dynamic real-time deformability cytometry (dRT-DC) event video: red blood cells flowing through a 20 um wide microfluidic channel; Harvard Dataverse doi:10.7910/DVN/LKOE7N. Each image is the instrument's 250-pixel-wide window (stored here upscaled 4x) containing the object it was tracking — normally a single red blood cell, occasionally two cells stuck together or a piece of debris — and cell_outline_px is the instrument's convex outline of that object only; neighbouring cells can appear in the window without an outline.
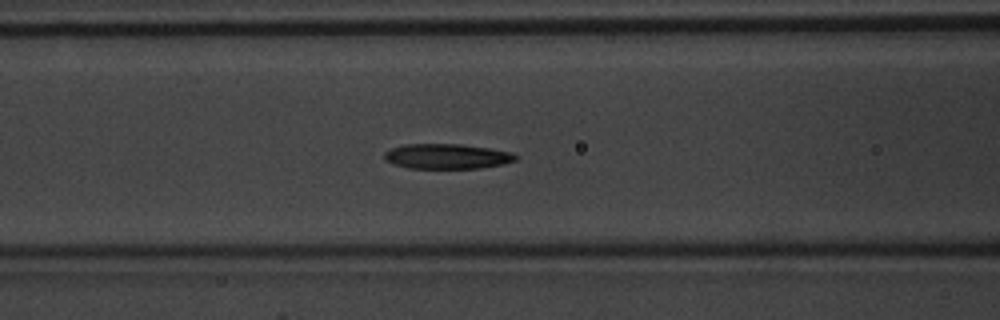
{"species": "common noctule bat (a hibernating species)", "species_latin": "Nyctalus noctula", "temperature_condition": "warm", "stored_images_in_passage": 38, "camera_frame_rate_fps": 3000, "um_per_image_px": 0.085, "animal": {"sex": "male", "body_mass_g": 20.1, "forearm_length_mm": 53.5}, "frame": {"image": 1, "passage_image": 16, "time_ms": 5.0, "image_size_px": [1000, 320], "cell_outline_px": [[516, 160], [500, 164], [480, 168], [408, 168], [384, 160], [384, 152], [392, 148], [404, 144], [460, 144], [492, 148], [512, 152], [516, 156]], "centroid_in_image_um": [37.98, 13.28], "position_along_channel_um": 128.6, "area_um2": 19.07}}
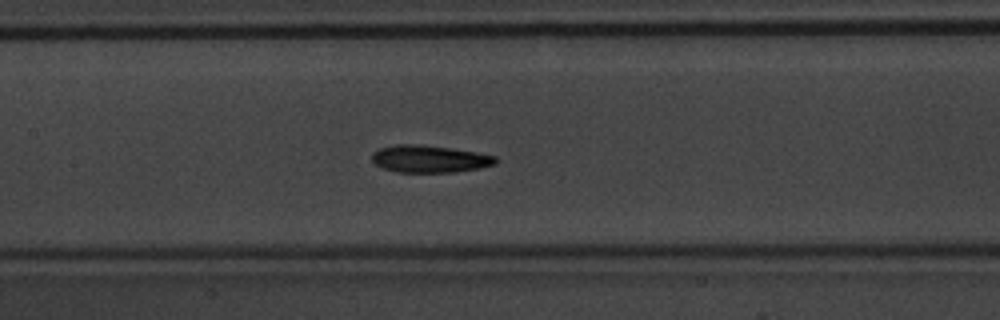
{"frame": {"image": 2, "passage_image": 19, "time_ms": 6.0, "image_size_px": [1000, 320], "cell_outline_px": [[500, 160], [496, 164], [480, 168], [452, 172], [396, 172], [384, 168], [376, 164], [372, 160], [372, 152], [380, 148], [396, 144], [416, 144], [452, 148], [476, 152], [496, 156]], "centroid_in_image_um": [36.54, 13.5], "position_along_channel_um": 170.9, "area_um2": 19.71}}
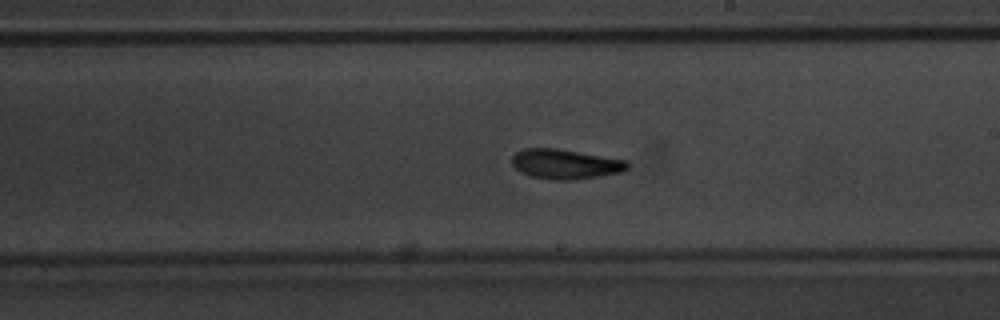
{"frame": {"image": 3, "passage_image": 24, "time_ms": 7.667, "image_size_px": [1000, 320], "cell_outline_px": [[628, 168], [620, 172], [600, 176], [576, 180], [556, 180], [532, 176], [520, 172], [512, 164], [512, 156], [516, 152], [524, 148], [560, 148], [628, 160]], "centroid_in_image_um": [48.06, 13.93], "position_along_channel_um": 240.9, "area_um2": 20.23}, "authors_computed_cell_mechanics": {"area_um2": 19.652, "velocity_mm_per_s": 4.2168, "shape_relaxation_time_tau1_ms": 1.7575, "shape_relaxation_time_tau2_ms": 2.656, "deformation_change_tau1": 0.1575, "deformation_change_tau2": 0.1066}}